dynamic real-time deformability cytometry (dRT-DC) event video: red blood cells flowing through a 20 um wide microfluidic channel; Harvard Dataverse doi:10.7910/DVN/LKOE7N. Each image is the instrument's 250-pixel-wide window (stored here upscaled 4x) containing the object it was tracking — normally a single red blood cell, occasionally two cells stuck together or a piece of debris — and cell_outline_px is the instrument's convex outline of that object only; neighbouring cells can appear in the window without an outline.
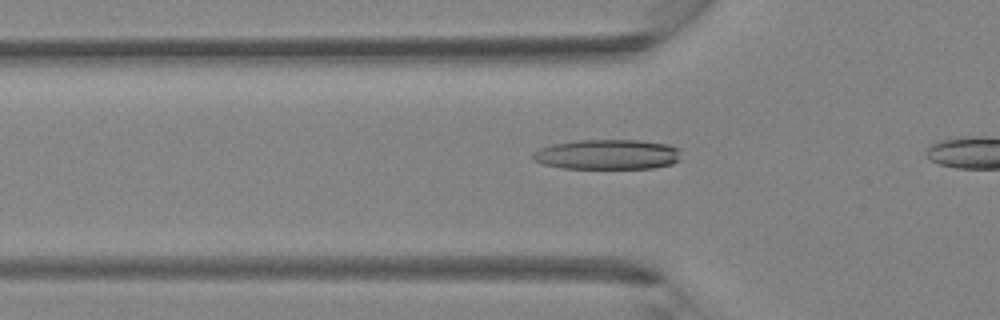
{"species": "Egyptian fruit bat (a non-hibernating species)", "species_latin": "Rousettus aegyptiacus", "temperature_condition": "room temperature", "stored_images_in_passage": 7, "camera_frame_rate_fps": 3000, "um_per_image_px": 0.085, "animal": {"sex": "female"}, "frame": {"image": 1, "passage_image": 6, "time_ms": 1.667, "image_size_px": [1000, 320], "cell_outline_px": [[680, 160], [672, 164], [656, 168], [560, 168], [544, 164], [532, 160], [532, 152], [540, 148], [552, 144], [576, 140], [640, 140], [668, 144], [680, 148]], "centroid_in_image_um": [51.64, 13.12], "position_along_channel_um": 74.2, "area_um2": 26.24}}